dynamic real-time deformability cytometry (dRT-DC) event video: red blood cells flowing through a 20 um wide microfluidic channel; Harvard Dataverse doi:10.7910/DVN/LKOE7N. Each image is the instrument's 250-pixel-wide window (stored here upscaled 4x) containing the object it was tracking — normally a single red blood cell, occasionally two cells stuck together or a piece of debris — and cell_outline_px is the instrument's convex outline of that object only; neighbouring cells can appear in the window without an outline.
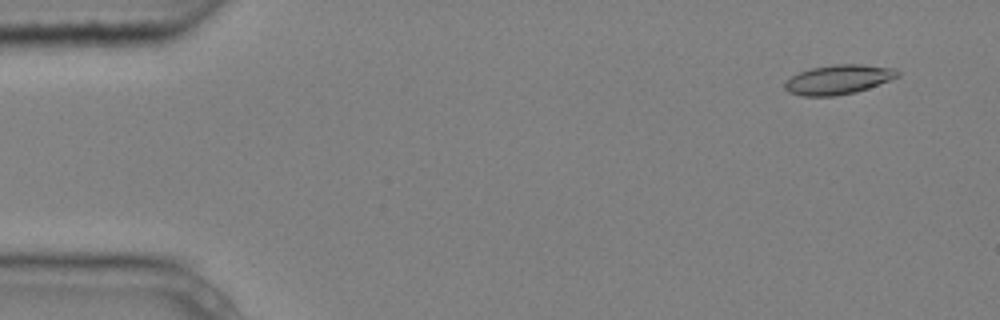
{"species": "common noctule bat (a hibernating species)", "species_latin": "Nyctalus noctula", "temperature_condition": "cold", "stored_images_in_passage": 4, "camera_frame_rate_fps": 3000, "um_per_image_px": 0.085, "animal": {"sex": "male", "body_mass_g": 20.4}, "frame": {"image": 1, "passage_image": 1, "time_ms": 0.0, "image_size_px": [1000, 320], "cell_outline_px": [[900, 76], [868, 88], [856, 92], [836, 96], [804, 96], [788, 92], [784, 88], [784, 84], [792, 76], [800, 72], [812, 68], [832, 64], [860, 64], [896, 68], [900, 72]], "centroid_in_image_um": [71.29, 6.76], "position_along_channel_um": 13.7, "area_um2": 19.36}}
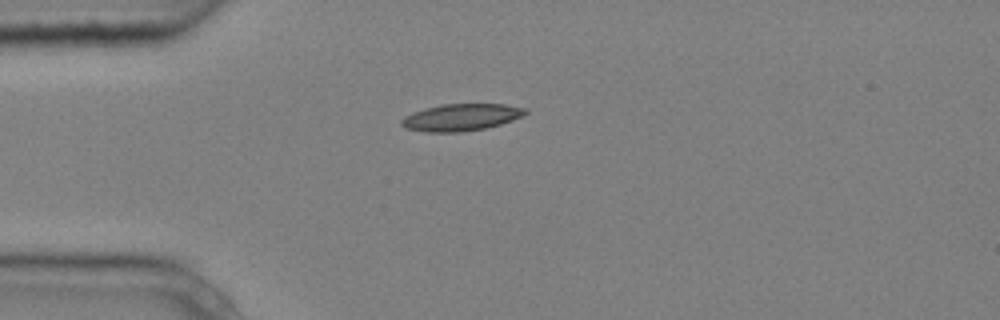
{"frame": {"image": 2, "passage_image": 4, "time_ms": 1.0, "image_size_px": [1000, 320], "cell_outline_px": [[528, 112], [524, 116], [500, 124], [484, 128], [460, 132], [424, 132], [404, 128], [400, 124], [400, 120], [404, 116], [412, 112], [424, 108], [444, 104], [504, 104], [528, 108]], "centroid_in_image_um": [39.18, 9.97], "position_along_channel_um": 45.8, "area_um2": 19.65}}